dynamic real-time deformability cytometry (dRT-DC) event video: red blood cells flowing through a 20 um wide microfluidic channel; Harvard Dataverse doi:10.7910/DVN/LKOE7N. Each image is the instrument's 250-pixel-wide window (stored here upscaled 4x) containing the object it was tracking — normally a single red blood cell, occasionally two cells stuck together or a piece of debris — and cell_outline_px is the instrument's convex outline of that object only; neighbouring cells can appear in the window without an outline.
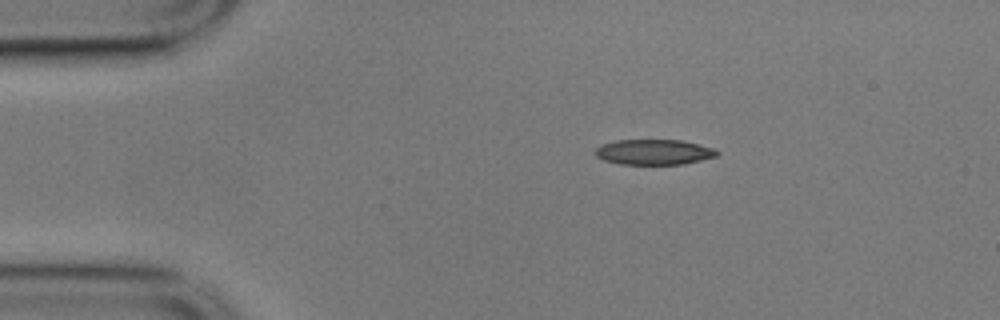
{"species": "common noctule bat (a hibernating species)", "species_latin": "Nyctalus noctula", "temperature_condition": "cold", "stored_images_in_passage": 47, "camera_frame_rate_fps": 3000, "um_per_image_px": 0.085, "animal": {"sex": "male", "body_mass_g": 17.9}, "frame": {"image": 1, "passage_image": 1, "time_ms": 0.0, "image_size_px": [1000, 320], "cell_outline_px": [[720, 152], [716, 156], [684, 164], [620, 164], [604, 160], [596, 156], [592, 152], [600, 144], [616, 140], [680, 140], [716, 148]], "centroid_in_image_um": [55.56, 12.92], "position_along_channel_um": 29.4, "area_um2": 18.09}}
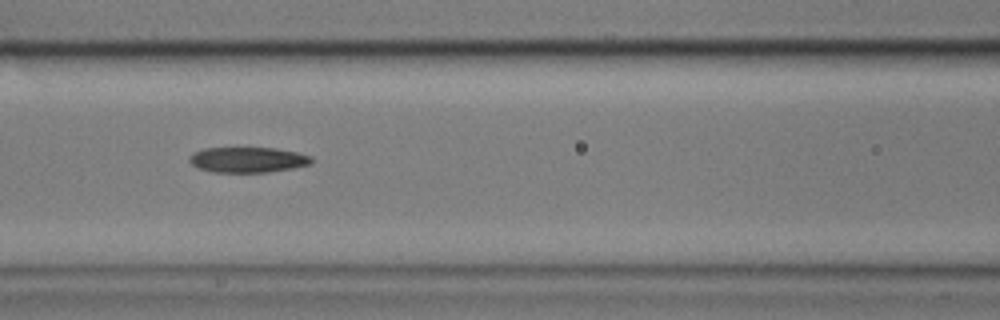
{"frame": {"image": 2, "passage_image": 15, "time_ms": 4.667, "image_size_px": [1000, 320], "cell_outline_px": [[312, 164], [292, 168], [268, 172], [212, 172], [200, 168], [192, 164], [188, 160], [188, 156], [192, 152], [204, 148], [276, 148], [296, 152], [312, 156]], "centroid_in_image_um": [21.05, 13.57], "position_along_channel_um": 145.6, "area_um2": 18.15}}
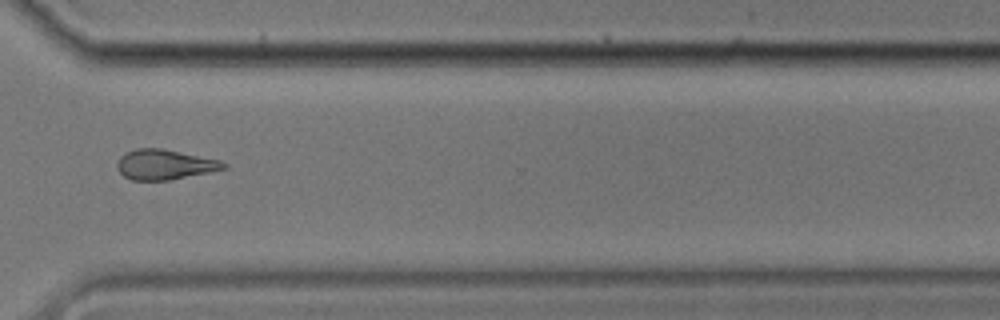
{"frame": {"image": 3, "passage_image": 33, "time_ms": 10.667, "image_size_px": [1000, 320], "cell_outline_px": [[228, 168], [168, 180], [132, 180], [124, 176], [116, 168], [116, 164], [120, 156], [124, 152], [136, 148], [160, 148], [220, 160], [228, 164]], "centroid_in_image_um": [13.96, 13.98], "position_along_channel_um": 356.6, "area_um2": 18.61}}